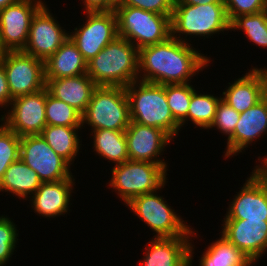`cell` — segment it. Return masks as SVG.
<instances>
[{
    "instance_id": "30bf717a",
    "label": "cell",
    "mask_w": 267,
    "mask_h": 266,
    "mask_svg": "<svg viewBox=\"0 0 267 266\" xmlns=\"http://www.w3.org/2000/svg\"><path fill=\"white\" fill-rule=\"evenodd\" d=\"M19 158L37 173L42 182L73 178L71 165L59 156L41 135L20 137Z\"/></svg>"
},
{
    "instance_id": "8fae6325",
    "label": "cell",
    "mask_w": 267,
    "mask_h": 266,
    "mask_svg": "<svg viewBox=\"0 0 267 266\" xmlns=\"http://www.w3.org/2000/svg\"><path fill=\"white\" fill-rule=\"evenodd\" d=\"M85 13L86 22L79 28L76 27L74 32H70L69 38L88 62L112 42L118 36V32L114 11Z\"/></svg>"
},
{
    "instance_id": "e0dca14e",
    "label": "cell",
    "mask_w": 267,
    "mask_h": 266,
    "mask_svg": "<svg viewBox=\"0 0 267 266\" xmlns=\"http://www.w3.org/2000/svg\"><path fill=\"white\" fill-rule=\"evenodd\" d=\"M250 175L229 204L224 219L267 221V179L254 172Z\"/></svg>"
},
{
    "instance_id": "8992f818",
    "label": "cell",
    "mask_w": 267,
    "mask_h": 266,
    "mask_svg": "<svg viewBox=\"0 0 267 266\" xmlns=\"http://www.w3.org/2000/svg\"><path fill=\"white\" fill-rule=\"evenodd\" d=\"M130 122L129 102L122 86H97L81 115L82 126L86 123L91 130L125 131Z\"/></svg>"
},
{
    "instance_id": "6da1fadb",
    "label": "cell",
    "mask_w": 267,
    "mask_h": 266,
    "mask_svg": "<svg viewBox=\"0 0 267 266\" xmlns=\"http://www.w3.org/2000/svg\"><path fill=\"white\" fill-rule=\"evenodd\" d=\"M189 44L170 36L164 42L140 48L138 80L161 85L189 83L210 63L207 55Z\"/></svg>"
},
{
    "instance_id": "4fadbf2b",
    "label": "cell",
    "mask_w": 267,
    "mask_h": 266,
    "mask_svg": "<svg viewBox=\"0 0 267 266\" xmlns=\"http://www.w3.org/2000/svg\"><path fill=\"white\" fill-rule=\"evenodd\" d=\"M42 0H18L0 11V42L5 51H23L31 21Z\"/></svg>"
},
{
    "instance_id": "836d02e7",
    "label": "cell",
    "mask_w": 267,
    "mask_h": 266,
    "mask_svg": "<svg viewBox=\"0 0 267 266\" xmlns=\"http://www.w3.org/2000/svg\"><path fill=\"white\" fill-rule=\"evenodd\" d=\"M239 118L240 113L221 99L216 109L214 122L210 128L217 127L221 133L228 135L229 138L234 133Z\"/></svg>"
},
{
    "instance_id": "277c9868",
    "label": "cell",
    "mask_w": 267,
    "mask_h": 266,
    "mask_svg": "<svg viewBox=\"0 0 267 266\" xmlns=\"http://www.w3.org/2000/svg\"><path fill=\"white\" fill-rule=\"evenodd\" d=\"M225 30L231 29L224 3L204 5L174 3L171 16V36L173 38L186 43L187 35L208 38ZM181 34L185 35V39L180 36Z\"/></svg>"
},
{
    "instance_id": "7402d4cb",
    "label": "cell",
    "mask_w": 267,
    "mask_h": 266,
    "mask_svg": "<svg viewBox=\"0 0 267 266\" xmlns=\"http://www.w3.org/2000/svg\"><path fill=\"white\" fill-rule=\"evenodd\" d=\"M97 85L87 75L46 79L48 93L74 107L81 114L86 110Z\"/></svg>"
},
{
    "instance_id": "44dd1931",
    "label": "cell",
    "mask_w": 267,
    "mask_h": 266,
    "mask_svg": "<svg viewBox=\"0 0 267 266\" xmlns=\"http://www.w3.org/2000/svg\"><path fill=\"white\" fill-rule=\"evenodd\" d=\"M74 180V178H68L56 182H42L30 198L33 210L49 218L65 215L69 210Z\"/></svg>"
},
{
    "instance_id": "ba28073f",
    "label": "cell",
    "mask_w": 267,
    "mask_h": 266,
    "mask_svg": "<svg viewBox=\"0 0 267 266\" xmlns=\"http://www.w3.org/2000/svg\"><path fill=\"white\" fill-rule=\"evenodd\" d=\"M163 199L155 191L137 196L126 205L156 233L154 238L195 235L190 226Z\"/></svg>"
},
{
    "instance_id": "f1b7e54d",
    "label": "cell",
    "mask_w": 267,
    "mask_h": 266,
    "mask_svg": "<svg viewBox=\"0 0 267 266\" xmlns=\"http://www.w3.org/2000/svg\"><path fill=\"white\" fill-rule=\"evenodd\" d=\"M230 29L233 31L243 29L250 42L267 48V10L236 17L230 23Z\"/></svg>"
},
{
    "instance_id": "9c48e42d",
    "label": "cell",
    "mask_w": 267,
    "mask_h": 266,
    "mask_svg": "<svg viewBox=\"0 0 267 266\" xmlns=\"http://www.w3.org/2000/svg\"><path fill=\"white\" fill-rule=\"evenodd\" d=\"M1 60L12 98L46 88L43 60L23 51H6Z\"/></svg>"
},
{
    "instance_id": "3957f363",
    "label": "cell",
    "mask_w": 267,
    "mask_h": 266,
    "mask_svg": "<svg viewBox=\"0 0 267 266\" xmlns=\"http://www.w3.org/2000/svg\"><path fill=\"white\" fill-rule=\"evenodd\" d=\"M131 121L159 128L173 139L180 130L167 104L166 84L136 80L125 87Z\"/></svg>"
},
{
    "instance_id": "74e56055",
    "label": "cell",
    "mask_w": 267,
    "mask_h": 266,
    "mask_svg": "<svg viewBox=\"0 0 267 266\" xmlns=\"http://www.w3.org/2000/svg\"><path fill=\"white\" fill-rule=\"evenodd\" d=\"M84 1V12H110L114 11L115 7L109 0H82Z\"/></svg>"
},
{
    "instance_id": "5bb4252c",
    "label": "cell",
    "mask_w": 267,
    "mask_h": 266,
    "mask_svg": "<svg viewBox=\"0 0 267 266\" xmlns=\"http://www.w3.org/2000/svg\"><path fill=\"white\" fill-rule=\"evenodd\" d=\"M55 19L44 4L32 18L23 52L45 62L62 46L69 33Z\"/></svg>"
},
{
    "instance_id": "d590c367",
    "label": "cell",
    "mask_w": 267,
    "mask_h": 266,
    "mask_svg": "<svg viewBox=\"0 0 267 266\" xmlns=\"http://www.w3.org/2000/svg\"><path fill=\"white\" fill-rule=\"evenodd\" d=\"M175 0H126L124 6L140 8L160 15H172Z\"/></svg>"
},
{
    "instance_id": "4316f807",
    "label": "cell",
    "mask_w": 267,
    "mask_h": 266,
    "mask_svg": "<svg viewBox=\"0 0 267 266\" xmlns=\"http://www.w3.org/2000/svg\"><path fill=\"white\" fill-rule=\"evenodd\" d=\"M199 266H252L253 263L223 236L208 245Z\"/></svg>"
},
{
    "instance_id": "ffe728a7",
    "label": "cell",
    "mask_w": 267,
    "mask_h": 266,
    "mask_svg": "<svg viewBox=\"0 0 267 266\" xmlns=\"http://www.w3.org/2000/svg\"><path fill=\"white\" fill-rule=\"evenodd\" d=\"M228 84L230 86L222 93V99L238 113H242L267 94V69L253 67L234 83Z\"/></svg>"
},
{
    "instance_id": "b9f144b4",
    "label": "cell",
    "mask_w": 267,
    "mask_h": 266,
    "mask_svg": "<svg viewBox=\"0 0 267 266\" xmlns=\"http://www.w3.org/2000/svg\"><path fill=\"white\" fill-rule=\"evenodd\" d=\"M126 0H109V2L116 8L123 5Z\"/></svg>"
},
{
    "instance_id": "484cf974",
    "label": "cell",
    "mask_w": 267,
    "mask_h": 266,
    "mask_svg": "<svg viewBox=\"0 0 267 266\" xmlns=\"http://www.w3.org/2000/svg\"><path fill=\"white\" fill-rule=\"evenodd\" d=\"M93 134L94 151L116 165L129 160L125 131L97 129Z\"/></svg>"
},
{
    "instance_id": "2e32d148",
    "label": "cell",
    "mask_w": 267,
    "mask_h": 266,
    "mask_svg": "<svg viewBox=\"0 0 267 266\" xmlns=\"http://www.w3.org/2000/svg\"><path fill=\"white\" fill-rule=\"evenodd\" d=\"M221 236L255 264L267 251V221L224 219Z\"/></svg>"
},
{
    "instance_id": "ac0fdd59",
    "label": "cell",
    "mask_w": 267,
    "mask_h": 266,
    "mask_svg": "<svg viewBox=\"0 0 267 266\" xmlns=\"http://www.w3.org/2000/svg\"><path fill=\"white\" fill-rule=\"evenodd\" d=\"M267 134V94L254 106L240 113L234 133L227 138L225 158L234 156Z\"/></svg>"
},
{
    "instance_id": "e575fe53",
    "label": "cell",
    "mask_w": 267,
    "mask_h": 266,
    "mask_svg": "<svg viewBox=\"0 0 267 266\" xmlns=\"http://www.w3.org/2000/svg\"><path fill=\"white\" fill-rule=\"evenodd\" d=\"M230 23L238 16L266 10L265 0H223Z\"/></svg>"
},
{
    "instance_id": "603a6c76",
    "label": "cell",
    "mask_w": 267,
    "mask_h": 266,
    "mask_svg": "<svg viewBox=\"0 0 267 266\" xmlns=\"http://www.w3.org/2000/svg\"><path fill=\"white\" fill-rule=\"evenodd\" d=\"M87 73V62L68 37L62 46L45 61V78L60 79Z\"/></svg>"
},
{
    "instance_id": "d6a6232c",
    "label": "cell",
    "mask_w": 267,
    "mask_h": 266,
    "mask_svg": "<svg viewBox=\"0 0 267 266\" xmlns=\"http://www.w3.org/2000/svg\"><path fill=\"white\" fill-rule=\"evenodd\" d=\"M7 216L0 217V266L9 261L16 248L18 230L15 223Z\"/></svg>"
},
{
    "instance_id": "5b68a950",
    "label": "cell",
    "mask_w": 267,
    "mask_h": 266,
    "mask_svg": "<svg viewBox=\"0 0 267 266\" xmlns=\"http://www.w3.org/2000/svg\"><path fill=\"white\" fill-rule=\"evenodd\" d=\"M118 36L125 38L138 50L166 41L171 36V16L140 8L120 5L114 10Z\"/></svg>"
},
{
    "instance_id": "7a4b0ae2",
    "label": "cell",
    "mask_w": 267,
    "mask_h": 266,
    "mask_svg": "<svg viewBox=\"0 0 267 266\" xmlns=\"http://www.w3.org/2000/svg\"><path fill=\"white\" fill-rule=\"evenodd\" d=\"M139 50L125 38L117 36L87 62V75L97 86L126 87L138 80Z\"/></svg>"
},
{
    "instance_id": "ab89813d",
    "label": "cell",
    "mask_w": 267,
    "mask_h": 266,
    "mask_svg": "<svg viewBox=\"0 0 267 266\" xmlns=\"http://www.w3.org/2000/svg\"><path fill=\"white\" fill-rule=\"evenodd\" d=\"M264 159L261 161V166L256 165L252 170V172L257 174H262L267 169V156L263 157Z\"/></svg>"
},
{
    "instance_id": "d4e9b609",
    "label": "cell",
    "mask_w": 267,
    "mask_h": 266,
    "mask_svg": "<svg viewBox=\"0 0 267 266\" xmlns=\"http://www.w3.org/2000/svg\"><path fill=\"white\" fill-rule=\"evenodd\" d=\"M81 127L46 125L40 135L59 156L72 165L81 145L77 135Z\"/></svg>"
},
{
    "instance_id": "f546056e",
    "label": "cell",
    "mask_w": 267,
    "mask_h": 266,
    "mask_svg": "<svg viewBox=\"0 0 267 266\" xmlns=\"http://www.w3.org/2000/svg\"><path fill=\"white\" fill-rule=\"evenodd\" d=\"M81 115L74 107L50 95L46 89L45 116L47 125L82 126Z\"/></svg>"
},
{
    "instance_id": "83f0119b",
    "label": "cell",
    "mask_w": 267,
    "mask_h": 266,
    "mask_svg": "<svg viewBox=\"0 0 267 266\" xmlns=\"http://www.w3.org/2000/svg\"><path fill=\"white\" fill-rule=\"evenodd\" d=\"M221 99L222 97H215L212 94H198L194 90L189 104L187 121H192L193 124L202 129H210Z\"/></svg>"
},
{
    "instance_id": "60d3db41",
    "label": "cell",
    "mask_w": 267,
    "mask_h": 266,
    "mask_svg": "<svg viewBox=\"0 0 267 266\" xmlns=\"http://www.w3.org/2000/svg\"><path fill=\"white\" fill-rule=\"evenodd\" d=\"M18 0H0V11L8 5L14 4Z\"/></svg>"
},
{
    "instance_id": "4dcf8cb0",
    "label": "cell",
    "mask_w": 267,
    "mask_h": 266,
    "mask_svg": "<svg viewBox=\"0 0 267 266\" xmlns=\"http://www.w3.org/2000/svg\"><path fill=\"white\" fill-rule=\"evenodd\" d=\"M194 90L190 83L166 84L167 104L174 119L180 124V129L187 121L189 104Z\"/></svg>"
},
{
    "instance_id": "7bdbcfd3",
    "label": "cell",
    "mask_w": 267,
    "mask_h": 266,
    "mask_svg": "<svg viewBox=\"0 0 267 266\" xmlns=\"http://www.w3.org/2000/svg\"><path fill=\"white\" fill-rule=\"evenodd\" d=\"M5 50L3 49L1 42H0V60L3 58L4 54H5Z\"/></svg>"
},
{
    "instance_id": "52a82bcc",
    "label": "cell",
    "mask_w": 267,
    "mask_h": 266,
    "mask_svg": "<svg viewBox=\"0 0 267 266\" xmlns=\"http://www.w3.org/2000/svg\"><path fill=\"white\" fill-rule=\"evenodd\" d=\"M112 177L108 183L124 204L133 198L162 189L167 182V171L152 162L128 160L112 168Z\"/></svg>"
},
{
    "instance_id": "f35d334b",
    "label": "cell",
    "mask_w": 267,
    "mask_h": 266,
    "mask_svg": "<svg viewBox=\"0 0 267 266\" xmlns=\"http://www.w3.org/2000/svg\"><path fill=\"white\" fill-rule=\"evenodd\" d=\"M175 3H183L190 5H204L209 3H224L223 0H175Z\"/></svg>"
},
{
    "instance_id": "8d00e7d4",
    "label": "cell",
    "mask_w": 267,
    "mask_h": 266,
    "mask_svg": "<svg viewBox=\"0 0 267 266\" xmlns=\"http://www.w3.org/2000/svg\"><path fill=\"white\" fill-rule=\"evenodd\" d=\"M12 99L13 98L9 92V85L6 79L5 69L2 60H0V107H8L11 104Z\"/></svg>"
},
{
    "instance_id": "7c38bea8",
    "label": "cell",
    "mask_w": 267,
    "mask_h": 266,
    "mask_svg": "<svg viewBox=\"0 0 267 266\" xmlns=\"http://www.w3.org/2000/svg\"><path fill=\"white\" fill-rule=\"evenodd\" d=\"M46 88L12 99L10 110L1 115L3 123L19 137L40 135L47 125L45 116Z\"/></svg>"
},
{
    "instance_id": "9a60e30c",
    "label": "cell",
    "mask_w": 267,
    "mask_h": 266,
    "mask_svg": "<svg viewBox=\"0 0 267 266\" xmlns=\"http://www.w3.org/2000/svg\"><path fill=\"white\" fill-rule=\"evenodd\" d=\"M125 137L129 160L160 164L168 170L166 162L158 157L173 139L168 133L131 121L125 130Z\"/></svg>"
},
{
    "instance_id": "d6986e66",
    "label": "cell",
    "mask_w": 267,
    "mask_h": 266,
    "mask_svg": "<svg viewBox=\"0 0 267 266\" xmlns=\"http://www.w3.org/2000/svg\"><path fill=\"white\" fill-rule=\"evenodd\" d=\"M192 236L154 238L148 243L140 266H192ZM190 239V240H189Z\"/></svg>"
},
{
    "instance_id": "cb8c5ba5",
    "label": "cell",
    "mask_w": 267,
    "mask_h": 266,
    "mask_svg": "<svg viewBox=\"0 0 267 266\" xmlns=\"http://www.w3.org/2000/svg\"><path fill=\"white\" fill-rule=\"evenodd\" d=\"M41 183L37 173L19 158L5 171L0 180V192H9L25 200L36 192Z\"/></svg>"
},
{
    "instance_id": "1f68e13d",
    "label": "cell",
    "mask_w": 267,
    "mask_h": 266,
    "mask_svg": "<svg viewBox=\"0 0 267 266\" xmlns=\"http://www.w3.org/2000/svg\"><path fill=\"white\" fill-rule=\"evenodd\" d=\"M20 137L2 121L0 125V180L11 163L19 159Z\"/></svg>"
},
{
    "instance_id": "ee69618b",
    "label": "cell",
    "mask_w": 267,
    "mask_h": 266,
    "mask_svg": "<svg viewBox=\"0 0 267 266\" xmlns=\"http://www.w3.org/2000/svg\"><path fill=\"white\" fill-rule=\"evenodd\" d=\"M262 175L267 179V169L262 173Z\"/></svg>"
}]
</instances>
